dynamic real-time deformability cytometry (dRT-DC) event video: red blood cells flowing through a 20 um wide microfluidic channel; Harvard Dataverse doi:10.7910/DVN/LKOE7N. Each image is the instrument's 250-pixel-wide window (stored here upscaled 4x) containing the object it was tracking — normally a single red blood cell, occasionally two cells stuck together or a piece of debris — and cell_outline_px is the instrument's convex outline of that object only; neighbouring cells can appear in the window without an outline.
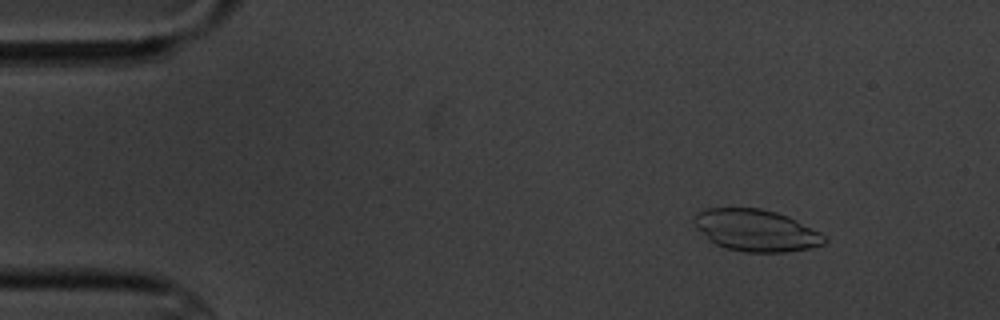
{"species": "common noctule bat (a hibernating species)", "species_latin": "Nyctalus noctula", "temperature_condition": "cold", "stored_images_in_passage": 5, "segment_of_instrument_passage": [1, 2], "camera_frame_rate_fps": 3000, "um_per_image_px": 0.085, "animal": {"sex": "male", "body_mass_g": 20.1, "forearm_length_mm": 53.5}, "frame": {"image": 1, "passage_image": 2, "time_ms": 1.0, "image_size_px": [1000, 320], "cell_outline_px": [[828, 240], [824, 244], [812, 248], [784, 252], [744, 252], [724, 248], [716, 244], [696, 228], [692, 224], [692, 216], [704, 208], [760, 208], [776, 212], [788, 216], [820, 232]], "centroid_in_image_um": [64.24, 19.58], "position_along_channel_um": 20.8, "area_um2": 31.91}}